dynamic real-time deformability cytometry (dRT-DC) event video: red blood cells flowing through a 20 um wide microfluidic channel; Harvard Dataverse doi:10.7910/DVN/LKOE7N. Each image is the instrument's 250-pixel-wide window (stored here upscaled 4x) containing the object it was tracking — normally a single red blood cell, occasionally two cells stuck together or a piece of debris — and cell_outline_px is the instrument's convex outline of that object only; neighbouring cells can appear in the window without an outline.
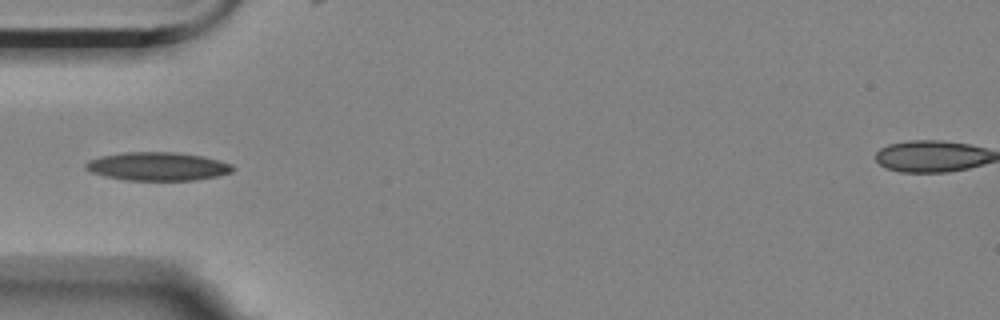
{"species": "Egyptian fruit bat (a non-hibernating species)", "species_latin": "Rousettus aegyptiacus", "temperature_condition": "room temperature", "stored_images_in_passage": 4, "camera_frame_rate_fps": 3000, "um_per_image_px": 0.085, "animal": {"sex": "female"}, "frame": {"image": 1, "passage_image": 4, "time_ms": 1.0, "image_size_px": [1000, 320], "cell_outline_px": [[236, 168], [232, 172], [216, 176], [196, 180], [124, 180], [104, 176], [92, 172], [84, 168], [84, 164], [88, 160], [100, 156], [124, 152], [176, 152], [204, 156], [220, 160], [232, 164]], "centroid_in_image_um": [13.41, 14.14], "position_along_channel_um": 71.6, "area_um2": 24.57}}